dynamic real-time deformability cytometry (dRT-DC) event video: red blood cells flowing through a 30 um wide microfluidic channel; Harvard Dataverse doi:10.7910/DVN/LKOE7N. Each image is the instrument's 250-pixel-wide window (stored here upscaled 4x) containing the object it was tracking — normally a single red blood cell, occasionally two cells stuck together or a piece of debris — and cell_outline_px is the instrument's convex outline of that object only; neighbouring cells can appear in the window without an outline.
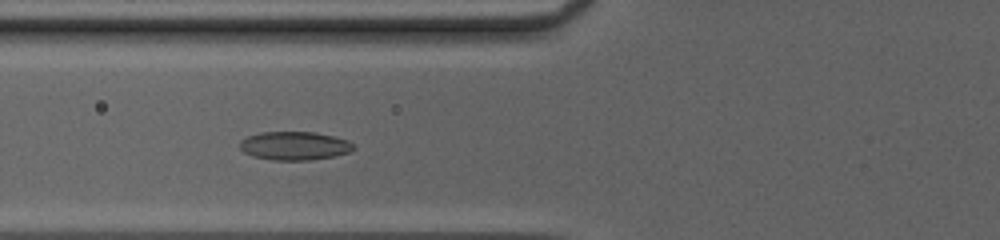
{"species": "common noctule bat (a hibernating species)", "species_latin": "Nyctalus noctula", "temperature_condition": "cold", "stored_images_in_passage": 48, "camera_frame_rate_fps": 3000, "um_per_image_px": 0.085, "animal": {"sex": "female", "body_mass_g": 20.0, "forearm_length_mm": 54.0}, "frame": {"image": 1, "passage_image": 19, "time_ms": 6.0, "image_size_px": [1000, 240], "cell_outline_px": [[356, 148], [348, 152], [332, 156], [308, 160], [272, 160], [252, 156], [244, 152], [240, 148], [240, 140], [248, 136], [260, 132], [316, 132], [348, 140]], "centroid_in_image_um": [25.0, 12.39], "position_along_channel_um": 100.8, "area_um2": 18.79}}
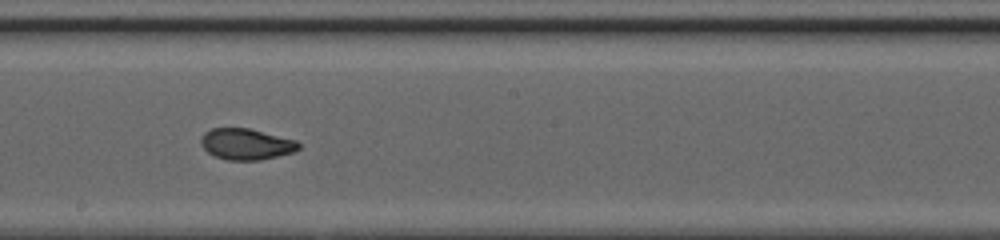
{"frame": {"image": 2, "passage_image": 28, "time_ms": 9.0, "image_size_px": [1000, 240], "cell_outline_px": [[300, 148], [296, 152], [260, 160], [228, 160], [216, 156], [208, 152], [200, 144], [200, 140], [204, 132], [212, 128], [248, 128], [296, 140], [300, 144]], "centroid_in_image_um": [20.94, 12.25], "position_along_channel_um": 227.3, "area_um2": 17.74}}
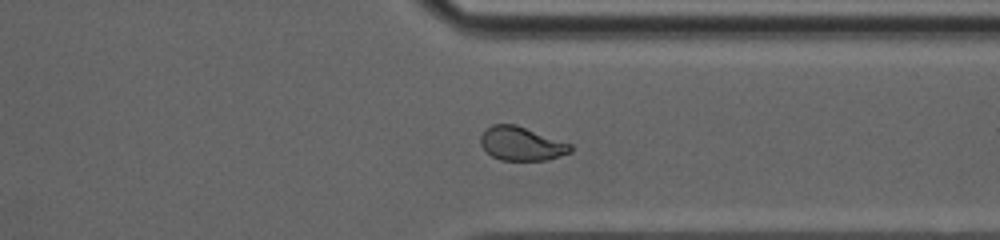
{"frame": {"image": 3, "passage_image": 38, "time_ms": 12.333, "image_size_px": [1000, 240], "cell_outline_px": [[572, 152], [548, 160], [500, 160], [492, 156], [480, 144], [480, 136], [492, 124], [516, 124], [572, 144]], "centroid_in_image_um": [44.35, 12.21], "position_along_channel_um": 367.1, "area_um2": 17.69}, "authors_computed_cell_mechanics": {"area_um2": 18.2937, "velocity_mm_per_s": 4.2007, "shape_relaxation_time_tau1_ms": 4.6033, "shape_relaxation_time_tau2_ms": 1.0828, "deformation_change_tau1": 0.1478, "deformation_change_tau2": 0.0554}}